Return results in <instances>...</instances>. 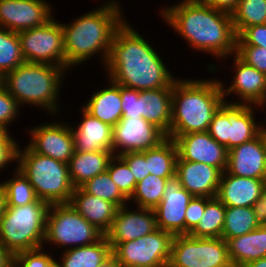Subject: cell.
I'll list each match as a JSON object with an SVG mask.
<instances>
[{"label":"cell","instance_id":"obj_20","mask_svg":"<svg viewBox=\"0 0 266 267\" xmlns=\"http://www.w3.org/2000/svg\"><path fill=\"white\" fill-rule=\"evenodd\" d=\"M222 173L205 163L184 161L179 156L176 160L175 176L194 197H216Z\"/></svg>","mask_w":266,"mask_h":267},{"label":"cell","instance_id":"obj_18","mask_svg":"<svg viewBox=\"0 0 266 267\" xmlns=\"http://www.w3.org/2000/svg\"><path fill=\"white\" fill-rule=\"evenodd\" d=\"M178 156L189 162H200L226 170L228 150L215 141L208 132L179 135L174 139Z\"/></svg>","mask_w":266,"mask_h":267},{"label":"cell","instance_id":"obj_57","mask_svg":"<svg viewBox=\"0 0 266 267\" xmlns=\"http://www.w3.org/2000/svg\"><path fill=\"white\" fill-rule=\"evenodd\" d=\"M53 267H61L58 262Z\"/></svg>","mask_w":266,"mask_h":267},{"label":"cell","instance_id":"obj_27","mask_svg":"<svg viewBox=\"0 0 266 267\" xmlns=\"http://www.w3.org/2000/svg\"><path fill=\"white\" fill-rule=\"evenodd\" d=\"M113 157L111 151H75L68 162L69 177L74 188H79L88 180L107 170Z\"/></svg>","mask_w":266,"mask_h":267},{"label":"cell","instance_id":"obj_5","mask_svg":"<svg viewBox=\"0 0 266 267\" xmlns=\"http://www.w3.org/2000/svg\"><path fill=\"white\" fill-rule=\"evenodd\" d=\"M68 72L72 71L51 64L24 62L4 75L5 89L21 108L37 107L54 117L61 111L60 92Z\"/></svg>","mask_w":266,"mask_h":267},{"label":"cell","instance_id":"obj_6","mask_svg":"<svg viewBox=\"0 0 266 267\" xmlns=\"http://www.w3.org/2000/svg\"><path fill=\"white\" fill-rule=\"evenodd\" d=\"M16 168L33 186L38 199L51 204L69 203L74 190L68 164L18 146Z\"/></svg>","mask_w":266,"mask_h":267},{"label":"cell","instance_id":"obj_1","mask_svg":"<svg viewBox=\"0 0 266 267\" xmlns=\"http://www.w3.org/2000/svg\"><path fill=\"white\" fill-rule=\"evenodd\" d=\"M131 24L125 20L116 30L103 67L105 76L138 91L173 86L177 78L163 56Z\"/></svg>","mask_w":266,"mask_h":267},{"label":"cell","instance_id":"obj_2","mask_svg":"<svg viewBox=\"0 0 266 267\" xmlns=\"http://www.w3.org/2000/svg\"><path fill=\"white\" fill-rule=\"evenodd\" d=\"M160 17L195 52L214 56L217 61L236 54L232 14L216 10L203 0H181L159 9Z\"/></svg>","mask_w":266,"mask_h":267},{"label":"cell","instance_id":"obj_43","mask_svg":"<svg viewBox=\"0 0 266 267\" xmlns=\"http://www.w3.org/2000/svg\"><path fill=\"white\" fill-rule=\"evenodd\" d=\"M236 55L247 65L266 75V48L253 45H236Z\"/></svg>","mask_w":266,"mask_h":267},{"label":"cell","instance_id":"obj_52","mask_svg":"<svg viewBox=\"0 0 266 267\" xmlns=\"http://www.w3.org/2000/svg\"><path fill=\"white\" fill-rule=\"evenodd\" d=\"M6 207L5 193L2 185L0 184V218L2 217Z\"/></svg>","mask_w":266,"mask_h":267},{"label":"cell","instance_id":"obj_39","mask_svg":"<svg viewBox=\"0 0 266 267\" xmlns=\"http://www.w3.org/2000/svg\"><path fill=\"white\" fill-rule=\"evenodd\" d=\"M45 248L47 247L16 253L13 267H53L57 263L56 257L52 255L55 249L48 253L49 250Z\"/></svg>","mask_w":266,"mask_h":267},{"label":"cell","instance_id":"obj_25","mask_svg":"<svg viewBox=\"0 0 266 267\" xmlns=\"http://www.w3.org/2000/svg\"><path fill=\"white\" fill-rule=\"evenodd\" d=\"M256 110L262 112V107L250 104L229 103V121L231 124L229 131V150L253 140L261 133L264 121H257L255 116L257 115Z\"/></svg>","mask_w":266,"mask_h":267},{"label":"cell","instance_id":"obj_49","mask_svg":"<svg viewBox=\"0 0 266 267\" xmlns=\"http://www.w3.org/2000/svg\"><path fill=\"white\" fill-rule=\"evenodd\" d=\"M210 7L232 14L239 3V0H203Z\"/></svg>","mask_w":266,"mask_h":267},{"label":"cell","instance_id":"obj_29","mask_svg":"<svg viewBox=\"0 0 266 267\" xmlns=\"http://www.w3.org/2000/svg\"><path fill=\"white\" fill-rule=\"evenodd\" d=\"M62 252V253H61ZM57 262L61 267H99L112 253L111 245L104 236L100 241L88 246H80L59 252Z\"/></svg>","mask_w":266,"mask_h":267},{"label":"cell","instance_id":"obj_56","mask_svg":"<svg viewBox=\"0 0 266 267\" xmlns=\"http://www.w3.org/2000/svg\"><path fill=\"white\" fill-rule=\"evenodd\" d=\"M262 111H264V109L266 108V102L264 103V105L262 106ZM264 115L266 114V110H265V113H263Z\"/></svg>","mask_w":266,"mask_h":267},{"label":"cell","instance_id":"obj_37","mask_svg":"<svg viewBox=\"0 0 266 267\" xmlns=\"http://www.w3.org/2000/svg\"><path fill=\"white\" fill-rule=\"evenodd\" d=\"M81 188L86 193L110 201L118 207L129 203L118 186L112 181L107 170L88 180Z\"/></svg>","mask_w":266,"mask_h":267},{"label":"cell","instance_id":"obj_55","mask_svg":"<svg viewBox=\"0 0 266 267\" xmlns=\"http://www.w3.org/2000/svg\"><path fill=\"white\" fill-rule=\"evenodd\" d=\"M261 132L263 133L264 144H265V148H266V120H265V124H263V128H262Z\"/></svg>","mask_w":266,"mask_h":267},{"label":"cell","instance_id":"obj_7","mask_svg":"<svg viewBox=\"0 0 266 267\" xmlns=\"http://www.w3.org/2000/svg\"><path fill=\"white\" fill-rule=\"evenodd\" d=\"M50 204L37 199L24 206L5 207L0 218V243L13 255L44 247Z\"/></svg>","mask_w":266,"mask_h":267},{"label":"cell","instance_id":"obj_32","mask_svg":"<svg viewBox=\"0 0 266 267\" xmlns=\"http://www.w3.org/2000/svg\"><path fill=\"white\" fill-rule=\"evenodd\" d=\"M167 179L170 178H162L154 174L147 175L136 184L135 191L128 200V204H134L136 207L141 208L154 209L164 196Z\"/></svg>","mask_w":266,"mask_h":267},{"label":"cell","instance_id":"obj_48","mask_svg":"<svg viewBox=\"0 0 266 267\" xmlns=\"http://www.w3.org/2000/svg\"><path fill=\"white\" fill-rule=\"evenodd\" d=\"M252 208L255 213V220L258 226H266V190L254 202Z\"/></svg>","mask_w":266,"mask_h":267},{"label":"cell","instance_id":"obj_8","mask_svg":"<svg viewBox=\"0 0 266 267\" xmlns=\"http://www.w3.org/2000/svg\"><path fill=\"white\" fill-rule=\"evenodd\" d=\"M105 234L83 218L70 203L51 204L46 222L44 246L65 251L100 241ZM50 244V245H49ZM52 244V245H51Z\"/></svg>","mask_w":266,"mask_h":267},{"label":"cell","instance_id":"obj_26","mask_svg":"<svg viewBox=\"0 0 266 267\" xmlns=\"http://www.w3.org/2000/svg\"><path fill=\"white\" fill-rule=\"evenodd\" d=\"M228 255L233 267H245L252 261L266 257V226L226 240Z\"/></svg>","mask_w":266,"mask_h":267},{"label":"cell","instance_id":"obj_31","mask_svg":"<svg viewBox=\"0 0 266 267\" xmlns=\"http://www.w3.org/2000/svg\"><path fill=\"white\" fill-rule=\"evenodd\" d=\"M225 211L226 206L217 197H206L203 216L189 235L197 238H221Z\"/></svg>","mask_w":266,"mask_h":267},{"label":"cell","instance_id":"obj_42","mask_svg":"<svg viewBox=\"0 0 266 267\" xmlns=\"http://www.w3.org/2000/svg\"><path fill=\"white\" fill-rule=\"evenodd\" d=\"M20 113L21 107L16 99L3 88L0 91V129L9 131L10 124L18 120L17 118L21 115Z\"/></svg>","mask_w":266,"mask_h":267},{"label":"cell","instance_id":"obj_21","mask_svg":"<svg viewBox=\"0 0 266 267\" xmlns=\"http://www.w3.org/2000/svg\"><path fill=\"white\" fill-rule=\"evenodd\" d=\"M80 122L73 127L75 151H111L113 153V127L103 123L98 118L80 106Z\"/></svg>","mask_w":266,"mask_h":267},{"label":"cell","instance_id":"obj_16","mask_svg":"<svg viewBox=\"0 0 266 267\" xmlns=\"http://www.w3.org/2000/svg\"><path fill=\"white\" fill-rule=\"evenodd\" d=\"M193 197L176 176L167 179L164 196L154 208L157 228L173 236L185 235V212Z\"/></svg>","mask_w":266,"mask_h":267},{"label":"cell","instance_id":"obj_15","mask_svg":"<svg viewBox=\"0 0 266 267\" xmlns=\"http://www.w3.org/2000/svg\"><path fill=\"white\" fill-rule=\"evenodd\" d=\"M53 6L45 0H0V27L20 32L48 23Z\"/></svg>","mask_w":266,"mask_h":267},{"label":"cell","instance_id":"obj_41","mask_svg":"<svg viewBox=\"0 0 266 267\" xmlns=\"http://www.w3.org/2000/svg\"><path fill=\"white\" fill-rule=\"evenodd\" d=\"M122 99V118H144L145 101L140 91L120 85Z\"/></svg>","mask_w":266,"mask_h":267},{"label":"cell","instance_id":"obj_50","mask_svg":"<svg viewBox=\"0 0 266 267\" xmlns=\"http://www.w3.org/2000/svg\"><path fill=\"white\" fill-rule=\"evenodd\" d=\"M14 255L0 243V267H13Z\"/></svg>","mask_w":266,"mask_h":267},{"label":"cell","instance_id":"obj_19","mask_svg":"<svg viewBox=\"0 0 266 267\" xmlns=\"http://www.w3.org/2000/svg\"><path fill=\"white\" fill-rule=\"evenodd\" d=\"M227 173L256 179H266V148L263 133L228 151Z\"/></svg>","mask_w":266,"mask_h":267},{"label":"cell","instance_id":"obj_28","mask_svg":"<svg viewBox=\"0 0 266 267\" xmlns=\"http://www.w3.org/2000/svg\"><path fill=\"white\" fill-rule=\"evenodd\" d=\"M173 86L154 90H142L145 101L144 118L159 128L166 136L170 133Z\"/></svg>","mask_w":266,"mask_h":267},{"label":"cell","instance_id":"obj_44","mask_svg":"<svg viewBox=\"0 0 266 267\" xmlns=\"http://www.w3.org/2000/svg\"><path fill=\"white\" fill-rule=\"evenodd\" d=\"M19 142L12 137L10 131L0 129V172L17 162Z\"/></svg>","mask_w":266,"mask_h":267},{"label":"cell","instance_id":"obj_23","mask_svg":"<svg viewBox=\"0 0 266 267\" xmlns=\"http://www.w3.org/2000/svg\"><path fill=\"white\" fill-rule=\"evenodd\" d=\"M69 203L83 218L104 234L110 229L119 208L110 201L86 193L81 187L74 188Z\"/></svg>","mask_w":266,"mask_h":267},{"label":"cell","instance_id":"obj_36","mask_svg":"<svg viewBox=\"0 0 266 267\" xmlns=\"http://www.w3.org/2000/svg\"><path fill=\"white\" fill-rule=\"evenodd\" d=\"M24 62L18 32L0 27V72L5 75Z\"/></svg>","mask_w":266,"mask_h":267},{"label":"cell","instance_id":"obj_22","mask_svg":"<svg viewBox=\"0 0 266 267\" xmlns=\"http://www.w3.org/2000/svg\"><path fill=\"white\" fill-rule=\"evenodd\" d=\"M266 190V179L239 177L224 171L216 197L228 207H252Z\"/></svg>","mask_w":266,"mask_h":267},{"label":"cell","instance_id":"obj_53","mask_svg":"<svg viewBox=\"0 0 266 267\" xmlns=\"http://www.w3.org/2000/svg\"><path fill=\"white\" fill-rule=\"evenodd\" d=\"M245 267H266V257L252 261L249 264H247Z\"/></svg>","mask_w":266,"mask_h":267},{"label":"cell","instance_id":"obj_30","mask_svg":"<svg viewBox=\"0 0 266 267\" xmlns=\"http://www.w3.org/2000/svg\"><path fill=\"white\" fill-rule=\"evenodd\" d=\"M147 161L148 171L151 175L162 178L175 176L178 150L173 139L166 137L156 147L141 152Z\"/></svg>","mask_w":266,"mask_h":267},{"label":"cell","instance_id":"obj_4","mask_svg":"<svg viewBox=\"0 0 266 267\" xmlns=\"http://www.w3.org/2000/svg\"><path fill=\"white\" fill-rule=\"evenodd\" d=\"M185 78L177 77L173 84L171 126L167 136L173 140L179 135L207 132L214 115L226 102L220 79Z\"/></svg>","mask_w":266,"mask_h":267},{"label":"cell","instance_id":"obj_11","mask_svg":"<svg viewBox=\"0 0 266 267\" xmlns=\"http://www.w3.org/2000/svg\"><path fill=\"white\" fill-rule=\"evenodd\" d=\"M173 235L157 228L135 240L118 243L112 253L122 267H167Z\"/></svg>","mask_w":266,"mask_h":267},{"label":"cell","instance_id":"obj_14","mask_svg":"<svg viewBox=\"0 0 266 267\" xmlns=\"http://www.w3.org/2000/svg\"><path fill=\"white\" fill-rule=\"evenodd\" d=\"M167 136L145 118H122L113 127V156L156 147Z\"/></svg>","mask_w":266,"mask_h":267},{"label":"cell","instance_id":"obj_10","mask_svg":"<svg viewBox=\"0 0 266 267\" xmlns=\"http://www.w3.org/2000/svg\"><path fill=\"white\" fill-rule=\"evenodd\" d=\"M25 62L44 63L66 69L64 32L60 21L52 18L45 25L18 32Z\"/></svg>","mask_w":266,"mask_h":267},{"label":"cell","instance_id":"obj_40","mask_svg":"<svg viewBox=\"0 0 266 267\" xmlns=\"http://www.w3.org/2000/svg\"><path fill=\"white\" fill-rule=\"evenodd\" d=\"M230 126L229 103L225 102L214 115L207 132L215 141L225 146L228 151Z\"/></svg>","mask_w":266,"mask_h":267},{"label":"cell","instance_id":"obj_33","mask_svg":"<svg viewBox=\"0 0 266 267\" xmlns=\"http://www.w3.org/2000/svg\"><path fill=\"white\" fill-rule=\"evenodd\" d=\"M11 175L13 177L0 182L5 193L6 207L24 206L35 202L38 197L33 186L23 173L16 168V165Z\"/></svg>","mask_w":266,"mask_h":267},{"label":"cell","instance_id":"obj_45","mask_svg":"<svg viewBox=\"0 0 266 267\" xmlns=\"http://www.w3.org/2000/svg\"><path fill=\"white\" fill-rule=\"evenodd\" d=\"M236 45H253L266 48V23L246 27L237 36Z\"/></svg>","mask_w":266,"mask_h":267},{"label":"cell","instance_id":"obj_34","mask_svg":"<svg viewBox=\"0 0 266 267\" xmlns=\"http://www.w3.org/2000/svg\"><path fill=\"white\" fill-rule=\"evenodd\" d=\"M222 238L227 240L242 236L258 228L252 207L226 206Z\"/></svg>","mask_w":266,"mask_h":267},{"label":"cell","instance_id":"obj_12","mask_svg":"<svg viewBox=\"0 0 266 267\" xmlns=\"http://www.w3.org/2000/svg\"><path fill=\"white\" fill-rule=\"evenodd\" d=\"M51 119L48 120L51 121L49 123L42 122L26 130L30 136L28 146L40 155L68 164L75 152L71 124L64 119L62 122L56 121L55 117Z\"/></svg>","mask_w":266,"mask_h":267},{"label":"cell","instance_id":"obj_35","mask_svg":"<svg viewBox=\"0 0 266 267\" xmlns=\"http://www.w3.org/2000/svg\"><path fill=\"white\" fill-rule=\"evenodd\" d=\"M233 28L238 36L246 27L266 23V0H239L232 13Z\"/></svg>","mask_w":266,"mask_h":267},{"label":"cell","instance_id":"obj_46","mask_svg":"<svg viewBox=\"0 0 266 267\" xmlns=\"http://www.w3.org/2000/svg\"><path fill=\"white\" fill-rule=\"evenodd\" d=\"M206 197H193L185 212V235L190 234L197 226L205 211Z\"/></svg>","mask_w":266,"mask_h":267},{"label":"cell","instance_id":"obj_47","mask_svg":"<svg viewBox=\"0 0 266 267\" xmlns=\"http://www.w3.org/2000/svg\"><path fill=\"white\" fill-rule=\"evenodd\" d=\"M119 157L129 166L136 183L150 174L145 156L141 152H128Z\"/></svg>","mask_w":266,"mask_h":267},{"label":"cell","instance_id":"obj_17","mask_svg":"<svg viewBox=\"0 0 266 267\" xmlns=\"http://www.w3.org/2000/svg\"><path fill=\"white\" fill-rule=\"evenodd\" d=\"M129 208V209H128ZM157 229L154 209L136 207L130 204L118 208L105 237L111 249L118 243L138 239Z\"/></svg>","mask_w":266,"mask_h":267},{"label":"cell","instance_id":"obj_38","mask_svg":"<svg viewBox=\"0 0 266 267\" xmlns=\"http://www.w3.org/2000/svg\"><path fill=\"white\" fill-rule=\"evenodd\" d=\"M107 171L121 193L129 200L137 184L129 166L119 156H113L108 163Z\"/></svg>","mask_w":266,"mask_h":267},{"label":"cell","instance_id":"obj_24","mask_svg":"<svg viewBox=\"0 0 266 267\" xmlns=\"http://www.w3.org/2000/svg\"><path fill=\"white\" fill-rule=\"evenodd\" d=\"M107 86L92 92L90 98L82 106L87 112L103 123L114 127L122 119V99L120 85L110 78L106 79Z\"/></svg>","mask_w":266,"mask_h":267},{"label":"cell","instance_id":"obj_9","mask_svg":"<svg viewBox=\"0 0 266 267\" xmlns=\"http://www.w3.org/2000/svg\"><path fill=\"white\" fill-rule=\"evenodd\" d=\"M167 267H233L226 240L197 238L187 235L173 237Z\"/></svg>","mask_w":266,"mask_h":267},{"label":"cell","instance_id":"obj_13","mask_svg":"<svg viewBox=\"0 0 266 267\" xmlns=\"http://www.w3.org/2000/svg\"><path fill=\"white\" fill-rule=\"evenodd\" d=\"M233 59L232 82L226 87V82L220 80L223 97L227 103L231 104H250L263 106L266 102V75L256 68L247 65L236 54L231 55ZM237 98L238 100H234ZM232 96L233 100L226 97Z\"/></svg>","mask_w":266,"mask_h":267},{"label":"cell","instance_id":"obj_54","mask_svg":"<svg viewBox=\"0 0 266 267\" xmlns=\"http://www.w3.org/2000/svg\"><path fill=\"white\" fill-rule=\"evenodd\" d=\"M5 88V84H4V74H2L0 72V91Z\"/></svg>","mask_w":266,"mask_h":267},{"label":"cell","instance_id":"obj_51","mask_svg":"<svg viewBox=\"0 0 266 267\" xmlns=\"http://www.w3.org/2000/svg\"><path fill=\"white\" fill-rule=\"evenodd\" d=\"M99 267H122L121 263L117 260L116 256L111 253L106 257Z\"/></svg>","mask_w":266,"mask_h":267},{"label":"cell","instance_id":"obj_3","mask_svg":"<svg viewBox=\"0 0 266 267\" xmlns=\"http://www.w3.org/2000/svg\"><path fill=\"white\" fill-rule=\"evenodd\" d=\"M93 11H87L70 23L60 21L64 32V53L66 70L81 66L96 57L104 67L116 30L127 17L118 0H106ZM95 55V56H94ZM74 67V68H73Z\"/></svg>","mask_w":266,"mask_h":267}]
</instances>
